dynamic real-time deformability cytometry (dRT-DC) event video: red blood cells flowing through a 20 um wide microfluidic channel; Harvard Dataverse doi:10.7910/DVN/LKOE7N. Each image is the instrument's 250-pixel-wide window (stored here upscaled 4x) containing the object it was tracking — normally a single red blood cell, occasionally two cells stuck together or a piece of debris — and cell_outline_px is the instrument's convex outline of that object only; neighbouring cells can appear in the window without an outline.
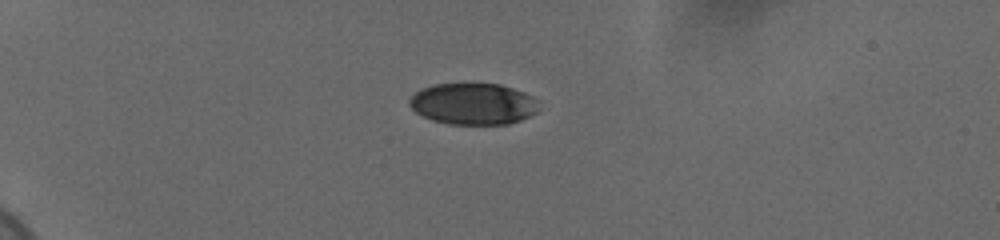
{"species": "human", "species_latin": "Homo sapiens", "temperature_condition": "cold", "stored_images_in_passage": 42, "camera_frame_rate_fps": 3000, "um_per_image_px": 0.085, "donor": {"sex": "female"}, "frame": {"image": 1, "passage_image": 1, "time_ms": 0.0, "image_size_px": [1000, 240], "cell_outline_px": [[536, 112], [520, 120], [508, 124], [448, 124], [432, 120], [416, 112], [408, 104], [408, 100], [416, 92], [424, 88], [436, 84], [500, 84], [524, 92], [532, 96], [536, 108]], "centroid_in_image_um": [40.18, 8.83], "position_along_channel_um": 44.8, "area_um2": 30.81}}
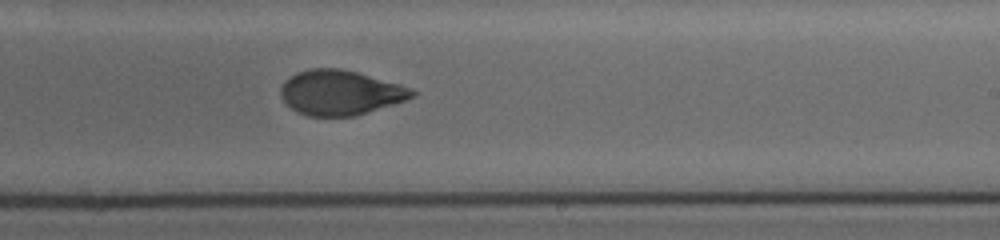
{"frame": {"image": 2, "passage_image": 23, "time_ms": 7.333, "image_size_px": [1000, 240], "cell_outline_px": [[420, 92], [416, 96], [356, 116], [308, 116], [296, 112], [284, 100], [280, 92], [280, 88], [284, 80], [296, 72], [308, 68], [340, 68], [356, 72], [400, 84], [412, 88]], "centroid_in_image_um": [28.92, 7.86], "position_along_channel_um": 260.1, "area_um2": 34.39}}
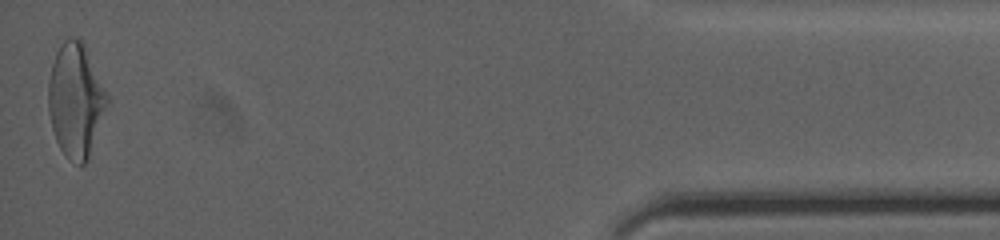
{"frame": {"image": 3, "passage_image": 42, "time_ms": 13.667, "image_size_px": [1000, 240], "cell_outline_px": [[108, 100], [88, 160], [80, 168], [68, 160], [60, 148], [56, 140], [52, 128], [48, 112], [48, 80], [52, 64], [56, 52], [64, 40], [68, 36], [72, 36], [80, 40], [84, 44], [108, 96]], "centroid_in_image_um": [6.4, 8.55], "position_along_channel_um": 428.8, "area_um2": 38.78}, "authors_computed_cell_mechanics": {"area_um2": 35.0846, "velocity_mm_per_s": 3.6846, "shape_relaxation_time_tau1_ms": 4.7727, "shape_relaxation_time_tau2_ms": 1.3065, "deformation_change_tau1": 0.1656, "deformation_change_tau2": 0.0638}}